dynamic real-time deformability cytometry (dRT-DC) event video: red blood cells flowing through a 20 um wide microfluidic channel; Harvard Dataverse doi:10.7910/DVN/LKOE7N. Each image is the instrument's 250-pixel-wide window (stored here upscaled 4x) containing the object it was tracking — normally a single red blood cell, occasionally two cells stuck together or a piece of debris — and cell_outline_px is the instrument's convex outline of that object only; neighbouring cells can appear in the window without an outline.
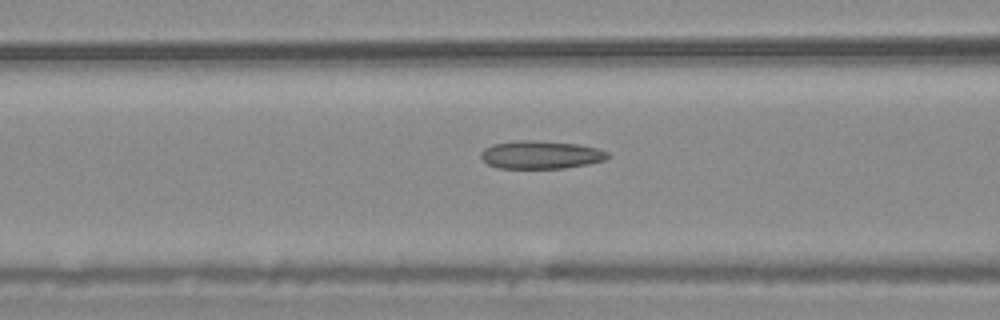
{"species": "common noctule bat (a hibernating species)", "species_latin": "Nyctalus noctula", "temperature_condition": "warm", "stored_images_in_passage": 54, "camera_frame_rate_fps": 3000, "um_per_image_px": 0.085, "animal": {"sex": "male", "body_mass_g": 20.4}, "frame": {"image": 1, "passage_image": 22, "time_ms": 7.0, "image_size_px": [1000, 320], "cell_outline_px": [[608, 156], [604, 160], [588, 164], [564, 168], [496, 168], [488, 164], [480, 156], [480, 152], [484, 148], [492, 144], [516, 140], [532, 140], [576, 144], [596, 148], [608, 152]], "centroid_in_image_um": [45.91, 13.15], "position_along_channel_um": 120.7, "area_um2": 20.63}}
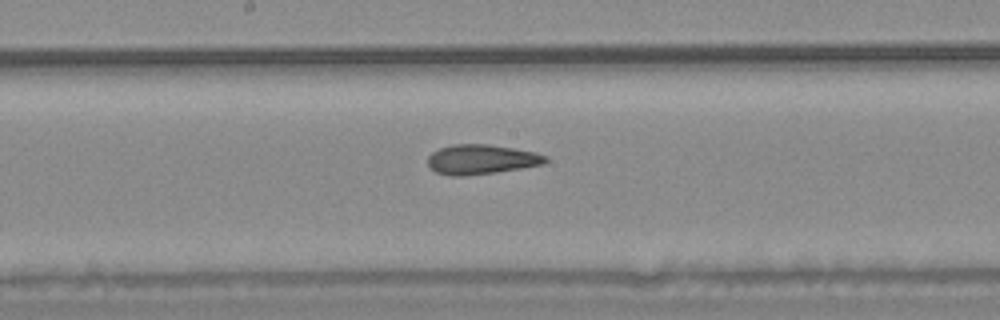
{"frame": {"image": 2, "passage_image": 29, "time_ms": 9.333, "image_size_px": [1000, 320], "cell_outline_px": [[548, 160], [544, 164], [496, 172], [464, 176], [448, 176], [436, 172], [428, 164], [428, 156], [432, 152], [440, 148], [452, 144], [488, 144], [536, 152], [548, 156]], "centroid_in_image_um": [40.91, 13.55], "position_along_channel_um": 207.3, "area_um2": 20.4}}
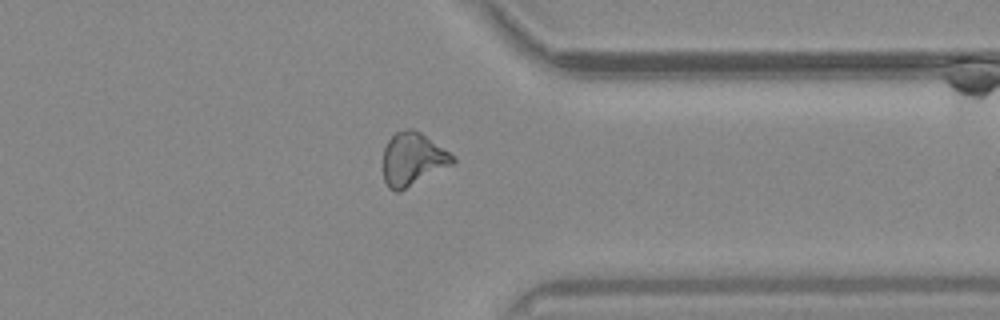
{"frame": {"image": 3, "passage_image": 43, "time_ms": 14.0, "image_size_px": [1000, 320], "cell_outline_px": [[456, 160], [452, 164], [400, 192], [396, 192], [388, 188], [384, 180], [384, 148], [388, 140], [396, 132], [404, 128], [412, 128], [420, 132], [456, 156]], "centroid_in_image_um": [35.08, 13.52], "position_along_channel_um": 376.3, "area_um2": 21.5}}